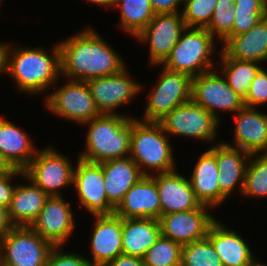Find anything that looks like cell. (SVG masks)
Here are the masks:
<instances>
[{"instance_id": "7", "label": "cell", "mask_w": 267, "mask_h": 266, "mask_svg": "<svg viewBox=\"0 0 267 266\" xmlns=\"http://www.w3.org/2000/svg\"><path fill=\"white\" fill-rule=\"evenodd\" d=\"M64 80L66 83L62 81L61 86L56 83L52 87L54 91L48 93L47 96L43 95L44 108L56 117L79 125L99 117L101 114L95 105L87 82Z\"/></svg>"}, {"instance_id": "33", "label": "cell", "mask_w": 267, "mask_h": 266, "mask_svg": "<svg viewBox=\"0 0 267 266\" xmlns=\"http://www.w3.org/2000/svg\"><path fill=\"white\" fill-rule=\"evenodd\" d=\"M181 250L180 243L160 235L143 258L144 264L145 266H179Z\"/></svg>"}, {"instance_id": "5", "label": "cell", "mask_w": 267, "mask_h": 266, "mask_svg": "<svg viewBox=\"0 0 267 266\" xmlns=\"http://www.w3.org/2000/svg\"><path fill=\"white\" fill-rule=\"evenodd\" d=\"M216 39L206 28H187L181 33L178 43L161 65L174 72L198 76L217 67Z\"/></svg>"}, {"instance_id": "31", "label": "cell", "mask_w": 267, "mask_h": 266, "mask_svg": "<svg viewBox=\"0 0 267 266\" xmlns=\"http://www.w3.org/2000/svg\"><path fill=\"white\" fill-rule=\"evenodd\" d=\"M241 196L256 200L267 198V153L250 155Z\"/></svg>"}, {"instance_id": "37", "label": "cell", "mask_w": 267, "mask_h": 266, "mask_svg": "<svg viewBox=\"0 0 267 266\" xmlns=\"http://www.w3.org/2000/svg\"><path fill=\"white\" fill-rule=\"evenodd\" d=\"M64 246H54L46 266H91L89 260L76 252L64 251Z\"/></svg>"}, {"instance_id": "39", "label": "cell", "mask_w": 267, "mask_h": 266, "mask_svg": "<svg viewBox=\"0 0 267 266\" xmlns=\"http://www.w3.org/2000/svg\"><path fill=\"white\" fill-rule=\"evenodd\" d=\"M23 175V170L13 168L9 173L0 176V205L9 208L17 185L13 182L14 178H21Z\"/></svg>"}, {"instance_id": "4", "label": "cell", "mask_w": 267, "mask_h": 266, "mask_svg": "<svg viewBox=\"0 0 267 266\" xmlns=\"http://www.w3.org/2000/svg\"><path fill=\"white\" fill-rule=\"evenodd\" d=\"M171 140L160 123L133 117L130 157L143 175L151 176L177 169Z\"/></svg>"}, {"instance_id": "21", "label": "cell", "mask_w": 267, "mask_h": 266, "mask_svg": "<svg viewBox=\"0 0 267 266\" xmlns=\"http://www.w3.org/2000/svg\"><path fill=\"white\" fill-rule=\"evenodd\" d=\"M250 153L219 142L215 144V157L218 167V183L220 193L229 200L237 191L242 194L244 187L245 171Z\"/></svg>"}, {"instance_id": "34", "label": "cell", "mask_w": 267, "mask_h": 266, "mask_svg": "<svg viewBox=\"0 0 267 266\" xmlns=\"http://www.w3.org/2000/svg\"><path fill=\"white\" fill-rule=\"evenodd\" d=\"M234 1L218 0L211 21L206 27L208 32L221 44L233 35L235 22Z\"/></svg>"}, {"instance_id": "45", "label": "cell", "mask_w": 267, "mask_h": 266, "mask_svg": "<svg viewBox=\"0 0 267 266\" xmlns=\"http://www.w3.org/2000/svg\"><path fill=\"white\" fill-rule=\"evenodd\" d=\"M12 169L10 164L0 155V176L9 173Z\"/></svg>"}, {"instance_id": "40", "label": "cell", "mask_w": 267, "mask_h": 266, "mask_svg": "<svg viewBox=\"0 0 267 266\" xmlns=\"http://www.w3.org/2000/svg\"><path fill=\"white\" fill-rule=\"evenodd\" d=\"M150 4L155 14L175 13L181 12L183 0H150Z\"/></svg>"}, {"instance_id": "17", "label": "cell", "mask_w": 267, "mask_h": 266, "mask_svg": "<svg viewBox=\"0 0 267 266\" xmlns=\"http://www.w3.org/2000/svg\"><path fill=\"white\" fill-rule=\"evenodd\" d=\"M94 219L90 232L91 266H103L123 254L122 218L115 214L90 215ZM91 258V259H90Z\"/></svg>"}, {"instance_id": "8", "label": "cell", "mask_w": 267, "mask_h": 266, "mask_svg": "<svg viewBox=\"0 0 267 266\" xmlns=\"http://www.w3.org/2000/svg\"><path fill=\"white\" fill-rule=\"evenodd\" d=\"M74 169L71 158L50 145L38 150L23 171L48 196H62V189L73 186Z\"/></svg>"}, {"instance_id": "14", "label": "cell", "mask_w": 267, "mask_h": 266, "mask_svg": "<svg viewBox=\"0 0 267 266\" xmlns=\"http://www.w3.org/2000/svg\"><path fill=\"white\" fill-rule=\"evenodd\" d=\"M73 188L80 208L90 215L114 214L115 207L108 201L101 163H91L77 158ZM86 209V210H85Z\"/></svg>"}, {"instance_id": "22", "label": "cell", "mask_w": 267, "mask_h": 266, "mask_svg": "<svg viewBox=\"0 0 267 266\" xmlns=\"http://www.w3.org/2000/svg\"><path fill=\"white\" fill-rule=\"evenodd\" d=\"M196 161L189 177L192 189L201 204L217 210L227 199L220 193L215 144L204 150Z\"/></svg>"}, {"instance_id": "27", "label": "cell", "mask_w": 267, "mask_h": 266, "mask_svg": "<svg viewBox=\"0 0 267 266\" xmlns=\"http://www.w3.org/2000/svg\"><path fill=\"white\" fill-rule=\"evenodd\" d=\"M161 235L159 219L122 218L123 254L144 258Z\"/></svg>"}, {"instance_id": "19", "label": "cell", "mask_w": 267, "mask_h": 266, "mask_svg": "<svg viewBox=\"0 0 267 266\" xmlns=\"http://www.w3.org/2000/svg\"><path fill=\"white\" fill-rule=\"evenodd\" d=\"M151 176L159 192L161 215L193 210L202 205L195 196L189 177L178 172V168Z\"/></svg>"}, {"instance_id": "11", "label": "cell", "mask_w": 267, "mask_h": 266, "mask_svg": "<svg viewBox=\"0 0 267 266\" xmlns=\"http://www.w3.org/2000/svg\"><path fill=\"white\" fill-rule=\"evenodd\" d=\"M191 100L218 121H222L219 113L235 114L244 106L243 99L229 86L218 68L192 77Z\"/></svg>"}, {"instance_id": "36", "label": "cell", "mask_w": 267, "mask_h": 266, "mask_svg": "<svg viewBox=\"0 0 267 266\" xmlns=\"http://www.w3.org/2000/svg\"><path fill=\"white\" fill-rule=\"evenodd\" d=\"M246 107L258 108L267 105V68L261 67L243 99Z\"/></svg>"}, {"instance_id": "10", "label": "cell", "mask_w": 267, "mask_h": 266, "mask_svg": "<svg viewBox=\"0 0 267 266\" xmlns=\"http://www.w3.org/2000/svg\"><path fill=\"white\" fill-rule=\"evenodd\" d=\"M159 123L170 138L181 136L206 144L221 142L217 140L220 121L192 100L174 108Z\"/></svg>"}, {"instance_id": "25", "label": "cell", "mask_w": 267, "mask_h": 266, "mask_svg": "<svg viewBox=\"0 0 267 266\" xmlns=\"http://www.w3.org/2000/svg\"><path fill=\"white\" fill-rule=\"evenodd\" d=\"M221 45L220 49L231 59L264 64L267 62V15L249 31L232 35Z\"/></svg>"}, {"instance_id": "28", "label": "cell", "mask_w": 267, "mask_h": 266, "mask_svg": "<svg viewBox=\"0 0 267 266\" xmlns=\"http://www.w3.org/2000/svg\"><path fill=\"white\" fill-rule=\"evenodd\" d=\"M22 180L26 184L17 182L9 206V215L15 226H31L49 196L25 175Z\"/></svg>"}, {"instance_id": "24", "label": "cell", "mask_w": 267, "mask_h": 266, "mask_svg": "<svg viewBox=\"0 0 267 266\" xmlns=\"http://www.w3.org/2000/svg\"><path fill=\"white\" fill-rule=\"evenodd\" d=\"M9 121L0 116V155L12 168L24 170L39 149L27 131Z\"/></svg>"}, {"instance_id": "42", "label": "cell", "mask_w": 267, "mask_h": 266, "mask_svg": "<svg viewBox=\"0 0 267 266\" xmlns=\"http://www.w3.org/2000/svg\"><path fill=\"white\" fill-rule=\"evenodd\" d=\"M235 9L267 10V0H235Z\"/></svg>"}, {"instance_id": "38", "label": "cell", "mask_w": 267, "mask_h": 266, "mask_svg": "<svg viewBox=\"0 0 267 266\" xmlns=\"http://www.w3.org/2000/svg\"><path fill=\"white\" fill-rule=\"evenodd\" d=\"M266 15L267 10L235 9L233 35L249 31Z\"/></svg>"}, {"instance_id": "47", "label": "cell", "mask_w": 267, "mask_h": 266, "mask_svg": "<svg viewBox=\"0 0 267 266\" xmlns=\"http://www.w3.org/2000/svg\"><path fill=\"white\" fill-rule=\"evenodd\" d=\"M255 256L246 266H267V263H263Z\"/></svg>"}, {"instance_id": "26", "label": "cell", "mask_w": 267, "mask_h": 266, "mask_svg": "<svg viewBox=\"0 0 267 266\" xmlns=\"http://www.w3.org/2000/svg\"><path fill=\"white\" fill-rule=\"evenodd\" d=\"M101 164L106 196L116 208L143 174L130 156L104 161Z\"/></svg>"}, {"instance_id": "15", "label": "cell", "mask_w": 267, "mask_h": 266, "mask_svg": "<svg viewBox=\"0 0 267 266\" xmlns=\"http://www.w3.org/2000/svg\"><path fill=\"white\" fill-rule=\"evenodd\" d=\"M72 209V203L63 195L49 196L30 227L54 246H65L76 229Z\"/></svg>"}, {"instance_id": "43", "label": "cell", "mask_w": 267, "mask_h": 266, "mask_svg": "<svg viewBox=\"0 0 267 266\" xmlns=\"http://www.w3.org/2000/svg\"><path fill=\"white\" fill-rule=\"evenodd\" d=\"M15 227L9 215V208L0 205V237Z\"/></svg>"}, {"instance_id": "9", "label": "cell", "mask_w": 267, "mask_h": 266, "mask_svg": "<svg viewBox=\"0 0 267 266\" xmlns=\"http://www.w3.org/2000/svg\"><path fill=\"white\" fill-rule=\"evenodd\" d=\"M53 247L30 226H15L0 237V265L46 266Z\"/></svg>"}, {"instance_id": "2", "label": "cell", "mask_w": 267, "mask_h": 266, "mask_svg": "<svg viewBox=\"0 0 267 266\" xmlns=\"http://www.w3.org/2000/svg\"><path fill=\"white\" fill-rule=\"evenodd\" d=\"M51 51L43 46L28 47L12 41L4 43L3 74L12 79L20 94L48 95L61 80L60 49L58 42ZM49 51V52H48ZM50 53V54H49Z\"/></svg>"}, {"instance_id": "46", "label": "cell", "mask_w": 267, "mask_h": 266, "mask_svg": "<svg viewBox=\"0 0 267 266\" xmlns=\"http://www.w3.org/2000/svg\"><path fill=\"white\" fill-rule=\"evenodd\" d=\"M4 43L0 42V76L3 74V67H4Z\"/></svg>"}, {"instance_id": "18", "label": "cell", "mask_w": 267, "mask_h": 266, "mask_svg": "<svg viewBox=\"0 0 267 266\" xmlns=\"http://www.w3.org/2000/svg\"><path fill=\"white\" fill-rule=\"evenodd\" d=\"M258 109L243 106L237 111L232 143L222 141L250 154L267 153V114Z\"/></svg>"}, {"instance_id": "44", "label": "cell", "mask_w": 267, "mask_h": 266, "mask_svg": "<svg viewBox=\"0 0 267 266\" xmlns=\"http://www.w3.org/2000/svg\"><path fill=\"white\" fill-rule=\"evenodd\" d=\"M89 3L96 4L97 6L114 9L116 0H85Z\"/></svg>"}, {"instance_id": "6", "label": "cell", "mask_w": 267, "mask_h": 266, "mask_svg": "<svg viewBox=\"0 0 267 266\" xmlns=\"http://www.w3.org/2000/svg\"><path fill=\"white\" fill-rule=\"evenodd\" d=\"M161 68L157 82L148 90L145 110L139 120L159 123L174 108L191 101L192 77Z\"/></svg>"}, {"instance_id": "12", "label": "cell", "mask_w": 267, "mask_h": 266, "mask_svg": "<svg viewBox=\"0 0 267 266\" xmlns=\"http://www.w3.org/2000/svg\"><path fill=\"white\" fill-rule=\"evenodd\" d=\"M127 68L126 66L115 74L87 81L100 114L121 115L117 112L118 108L128 105L142 91H146L143 89L145 85L134 81Z\"/></svg>"}, {"instance_id": "3", "label": "cell", "mask_w": 267, "mask_h": 266, "mask_svg": "<svg viewBox=\"0 0 267 266\" xmlns=\"http://www.w3.org/2000/svg\"><path fill=\"white\" fill-rule=\"evenodd\" d=\"M133 117L127 113L101 114L83 123V127L88 126L85 150H82L83 152L81 151L77 157L91 163L129 157Z\"/></svg>"}, {"instance_id": "16", "label": "cell", "mask_w": 267, "mask_h": 266, "mask_svg": "<svg viewBox=\"0 0 267 266\" xmlns=\"http://www.w3.org/2000/svg\"><path fill=\"white\" fill-rule=\"evenodd\" d=\"M212 209L202 204L197 209L161 215V235L181 245L204 239L217 220L210 213Z\"/></svg>"}, {"instance_id": "1", "label": "cell", "mask_w": 267, "mask_h": 266, "mask_svg": "<svg viewBox=\"0 0 267 266\" xmlns=\"http://www.w3.org/2000/svg\"><path fill=\"white\" fill-rule=\"evenodd\" d=\"M89 25L58 41L61 78L84 81L115 74L126 67L117 49Z\"/></svg>"}, {"instance_id": "35", "label": "cell", "mask_w": 267, "mask_h": 266, "mask_svg": "<svg viewBox=\"0 0 267 266\" xmlns=\"http://www.w3.org/2000/svg\"><path fill=\"white\" fill-rule=\"evenodd\" d=\"M218 0H183L182 17L187 28H206Z\"/></svg>"}, {"instance_id": "13", "label": "cell", "mask_w": 267, "mask_h": 266, "mask_svg": "<svg viewBox=\"0 0 267 266\" xmlns=\"http://www.w3.org/2000/svg\"><path fill=\"white\" fill-rule=\"evenodd\" d=\"M185 29L181 12L155 14L134 39L148 45L150 66L161 65L170 55Z\"/></svg>"}, {"instance_id": "32", "label": "cell", "mask_w": 267, "mask_h": 266, "mask_svg": "<svg viewBox=\"0 0 267 266\" xmlns=\"http://www.w3.org/2000/svg\"><path fill=\"white\" fill-rule=\"evenodd\" d=\"M182 266H223L210 240L204 239L182 245Z\"/></svg>"}, {"instance_id": "41", "label": "cell", "mask_w": 267, "mask_h": 266, "mask_svg": "<svg viewBox=\"0 0 267 266\" xmlns=\"http://www.w3.org/2000/svg\"><path fill=\"white\" fill-rule=\"evenodd\" d=\"M103 266H145V264L142 258L122 254Z\"/></svg>"}, {"instance_id": "20", "label": "cell", "mask_w": 267, "mask_h": 266, "mask_svg": "<svg viewBox=\"0 0 267 266\" xmlns=\"http://www.w3.org/2000/svg\"><path fill=\"white\" fill-rule=\"evenodd\" d=\"M114 214L121 218L159 219L161 202L153 177L143 175L125 194Z\"/></svg>"}, {"instance_id": "30", "label": "cell", "mask_w": 267, "mask_h": 266, "mask_svg": "<svg viewBox=\"0 0 267 266\" xmlns=\"http://www.w3.org/2000/svg\"><path fill=\"white\" fill-rule=\"evenodd\" d=\"M114 9L120 10L119 28L133 39L155 16L150 0H116Z\"/></svg>"}, {"instance_id": "29", "label": "cell", "mask_w": 267, "mask_h": 266, "mask_svg": "<svg viewBox=\"0 0 267 266\" xmlns=\"http://www.w3.org/2000/svg\"><path fill=\"white\" fill-rule=\"evenodd\" d=\"M218 54L220 55L217 61L219 67L217 68L224 75L229 86L244 99L262 64L254 61L231 59L219 48L216 55Z\"/></svg>"}, {"instance_id": "23", "label": "cell", "mask_w": 267, "mask_h": 266, "mask_svg": "<svg viewBox=\"0 0 267 266\" xmlns=\"http://www.w3.org/2000/svg\"><path fill=\"white\" fill-rule=\"evenodd\" d=\"M216 220L207 238L220 257L223 266H246L256 255L239 232Z\"/></svg>"}]
</instances>
